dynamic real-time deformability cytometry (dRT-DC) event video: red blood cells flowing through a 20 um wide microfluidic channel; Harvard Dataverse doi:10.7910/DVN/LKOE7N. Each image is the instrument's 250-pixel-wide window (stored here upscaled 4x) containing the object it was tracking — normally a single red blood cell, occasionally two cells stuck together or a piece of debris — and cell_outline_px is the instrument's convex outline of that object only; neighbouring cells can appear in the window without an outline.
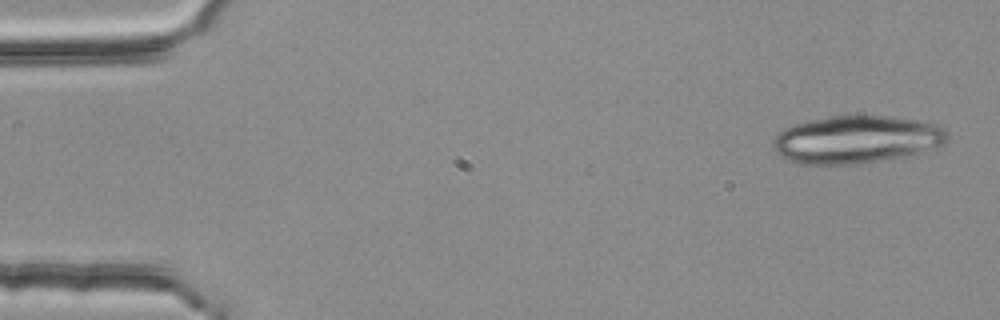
{"species": "common noctule bat (a hibernating species)", "species_latin": "Nyctalus noctula", "temperature_condition": "room temperature", "stored_images_in_passage": 4, "camera_frame_rate_fps": 3000, "um_per_image_px": 0.085, "animal": {"sex": "female", "body_mass_g": 25.1}, "frame": {"image": 1, "passage_image": 1, "time_ms": 0.0, "image_size_px": [1000, 320], "cell_outline_px": [[948, 136], [940, 144], [904, 156], [880, 160], [852, 164], [804, 164], [788, 160], [780, 156], [772, 148], [772, 144], [776, 136], [784, 128], [792, 124], [808, 120], [848, 112], [888, 116], [916, 120], [940, 124], [948, 132]], "centroid_in_image_um": [72.73, 11.8], "position_along_channel_um": 12.3, "area_um2": 48.84}}